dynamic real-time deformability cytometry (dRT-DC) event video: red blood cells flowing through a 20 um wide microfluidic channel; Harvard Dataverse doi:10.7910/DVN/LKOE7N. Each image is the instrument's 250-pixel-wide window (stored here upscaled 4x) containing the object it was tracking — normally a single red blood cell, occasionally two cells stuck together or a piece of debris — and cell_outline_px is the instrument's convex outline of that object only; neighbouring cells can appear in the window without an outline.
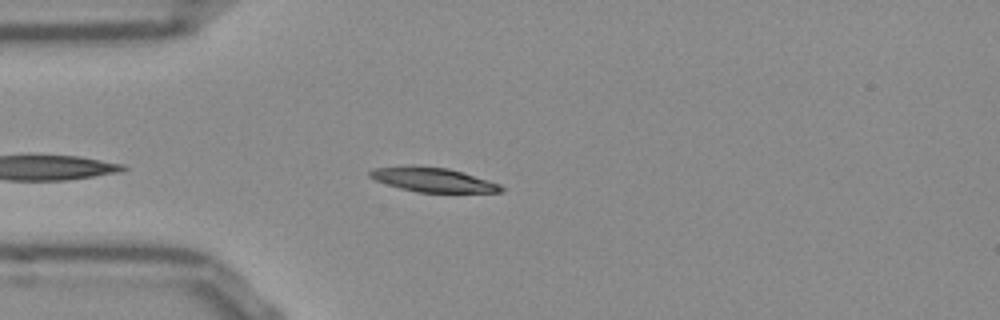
{"species": "Egyptian fruit bat (a non-hibernating species)", "species_latin": "Rousettus aegyptiacus", "temperature_condition": "room temperature", "stored_images_in_passage": 26, "camera_frame_rate_fps": 3000, "um_per_image_px": 0.085, "frame": {"image": 1, "passage_image": 8, "time_ms": 2.333, "image_size_px": [1000, 320], "cell_outline_px": [[504, 192], [416, 192], [400, 188], [376, 180], [368, 176], [368, 172], [372, 168], [448, 168], [500, 184], [504, 188]], "centroid_in_image_um": [36.85, 15.32], "position_along_channel_um": 48.1, "area_um2": 17.57}}
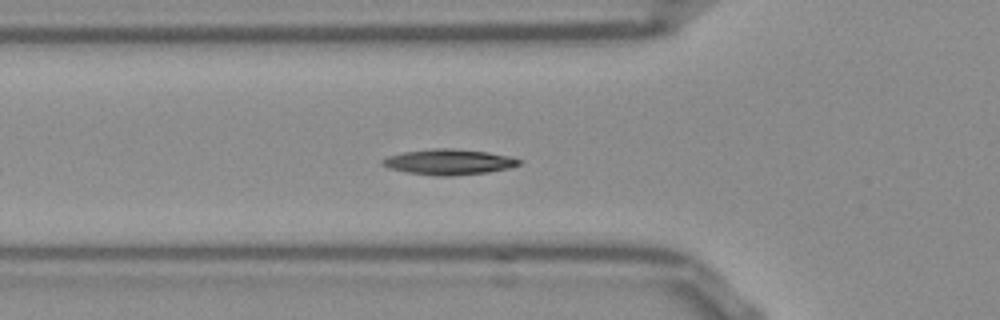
{"frame": {"image": 2, "passage_image": 12, "time_ms": 3.667, "image_size_px": [1000, 320], "cell_outline_px": [[524, 160], [520, 164], [508, 168], [488, 172], [452, 176], [436, 176], [408, 172], [388, 168], [380, 164], [380, 160], [388, 156], [404, 152], [436, 148], [448, 148], [488, 152], [508, 156]], "centroid_in_image_um": [38.14, 13.77], "position_along_channel_um": 87.7, "area_um2": 20.29}}
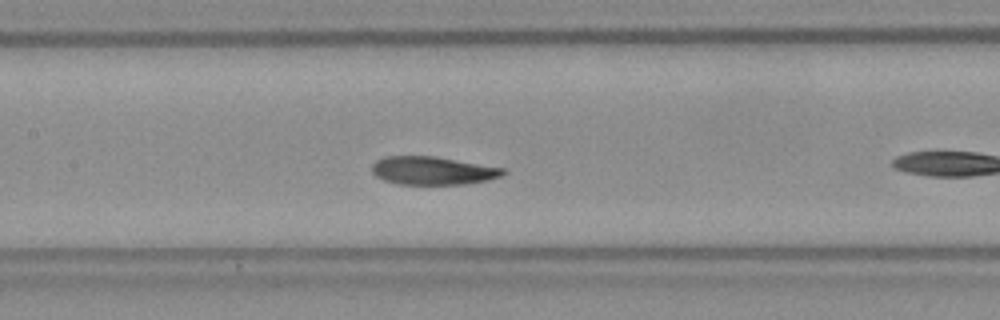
{"frame": {"image": 3, "passage_image": 15, "time_ms": 4.667, "image_size_px": [1000, 320], "cell_outline_px": [[508, 172], [504, 176], [488, 180], [464, 184], [396, 184], [384, 180], [376, 176], [372, 172], [372, 164], [376, 160], [384, 156], [432, 156], [504, 168]], "centroid_in_image_um": [36.78, 14.51], "position_along_channel_um": 170.6, "area_um2": 21.56}}